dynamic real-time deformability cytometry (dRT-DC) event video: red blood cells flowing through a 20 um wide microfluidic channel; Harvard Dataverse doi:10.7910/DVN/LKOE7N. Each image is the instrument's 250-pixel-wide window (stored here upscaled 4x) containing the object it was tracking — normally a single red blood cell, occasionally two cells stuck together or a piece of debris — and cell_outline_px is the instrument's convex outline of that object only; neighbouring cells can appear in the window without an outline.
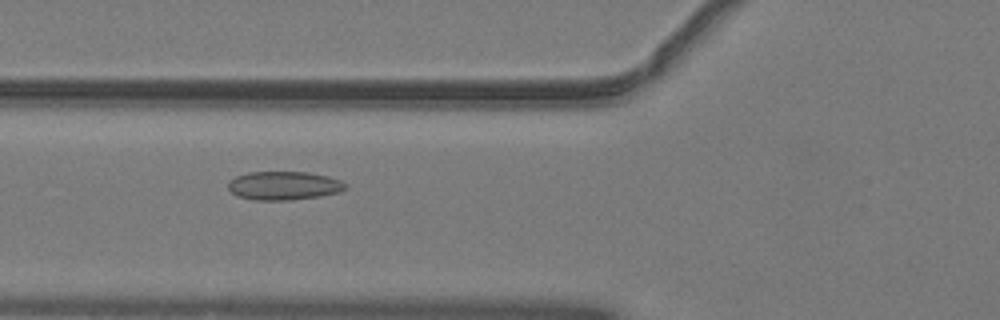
{"species": "common noctule bat (a hibernating species)", "species_latin": "Nyctalus noctula", "temperature_condition": "warm", "stored_images_in_passage": 52, "camera_frame_rate_fps": 3000, "um_per_image_px": 0.085, "animal": {"sex": "male", "body_mass_g": 19.2, "forearm_length_mm": 51.8}, "frame": {"image": 1, "passage_image": 21, "time_ms": 6.667, "image_size_px": [1000, 320], "cell_outline_px": [[348, 188], [340, 192], [320, 196], [292, 200], [252, 200], [236, 196], [228, 188], [228, 184], [236, 176], [248, 172], [308, 172], [328, 176], [340, 180], [348, 184]], "centroid_in_image_um": [24.16, 15.78], "position_along_channel_um": 101.6, "area_um2": 19.71}}
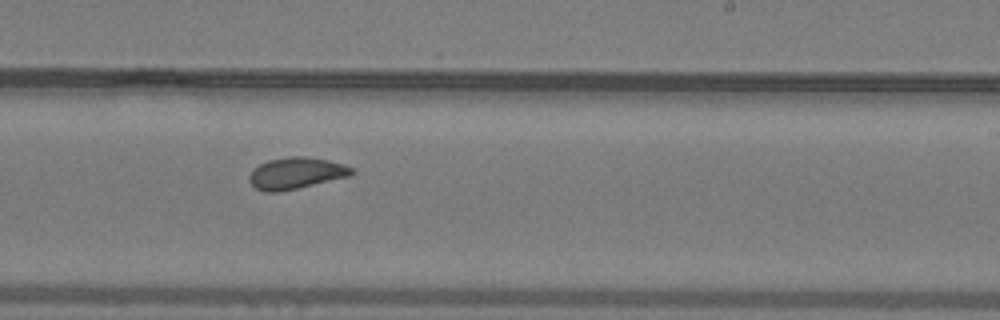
{"frame": {"image": 2, "passage_image": 33, "time_ms": 10.667, "image_size_px": [1000, 320], "cell_outline_px": [[356, 172], [352, 176], [280, 192], [264, 192], [256, 188], [248, 180], [248, 176], [260, 164], [268, 160], [292, 156], [304, 156], [328, 160], [344, 164], [352, 168]], "centroid_in_image_um": [25.2, 14.73], "position_along_channel_um": 263.8, "area_um2": 18.9}}
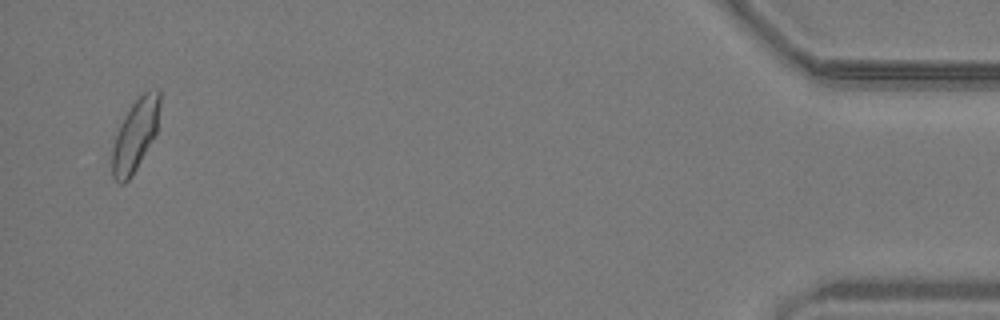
{"frame": {"image": 3, "passage_image": 51, "time_ms": 16.667, "image_size_px": [1000, 320], "cell_outline_px": [[160, 104], [156, 132], [136, 168], [128, 180], [124, 184], [120, 184], [112, 176], [112, 148], [120, 124], [124, 116], [132, 104], [144, 92], [156, 88], [160, 88]], "centroid_in_image_um": [11.49, 11.46], "position_along_channel_um": 423.7, "area_um2": 19.59}, "authors_computed_cell_mechanics": {"area_um2": 19.363, "velocity_mm_per_s": 4.0543, "shape_relaxation_time_tau1_ms": 6.6529, "shape_relaxation_time_tau2_ms": 1.6288, "deformation_change_tau1": 0.1139, "deformation_change_tau2": 0.077}}